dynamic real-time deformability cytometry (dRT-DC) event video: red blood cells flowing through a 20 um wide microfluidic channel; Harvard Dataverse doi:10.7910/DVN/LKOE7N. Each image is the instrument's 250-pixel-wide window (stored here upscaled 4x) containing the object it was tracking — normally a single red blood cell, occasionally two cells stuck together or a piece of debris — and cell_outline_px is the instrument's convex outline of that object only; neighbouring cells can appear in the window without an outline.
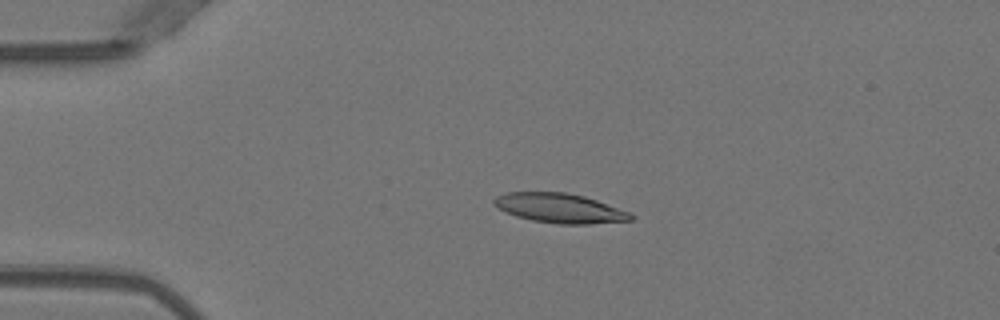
{"species": "Egyptian fruit bat (a non-hibernating species)", "species_latin": "Rousettus aegyptiacus", "temperature_condition": "warm", "stored_images_in_passage": 45, "camera_frame_rate_fps": 3000, "um_per_image_px": 0.085, "animal": {"sex": "female"}, "frame": {"image": 1, "passage_image": 6, "time_ms": 1.667, "image_size_px": [1000, 320], "cell_outline_px": [[636, 216], [632, 220], [588, 224], [560, 224], [532, 220], [516, 216], [504, 212], [492, 204], [492, 200], [496, 196], [504, 192], [568, 192], [584, 196], [632, 212]], "centroid_in_image_um": [47.57, 17.69], "position_along_channel_um": 37.4, "area_um2": 23.81}}
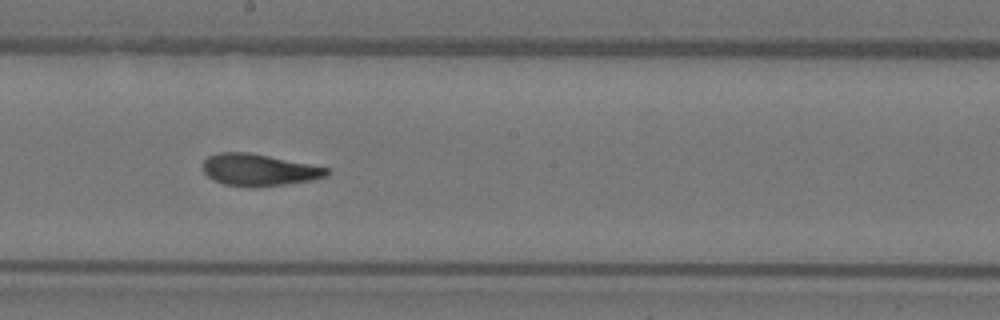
{"frame": {"image": 2, "passage_image": 23, "time_ms": 7.333, "image_size_px": [1000, 320], "cell_outline_px": [[332, 172], [328, 176], [312, 180], [284, 184], [252, 188], [248, 188], [224, 184], [212, 180], [204, 172], [204, 160], [208, 156], [220, 152], [248, 152], [328, 168]], "centroid_in_image_um": [22.0, 14.46], "position_along_channel_um": 226.2, "area_um2": 23.0}}
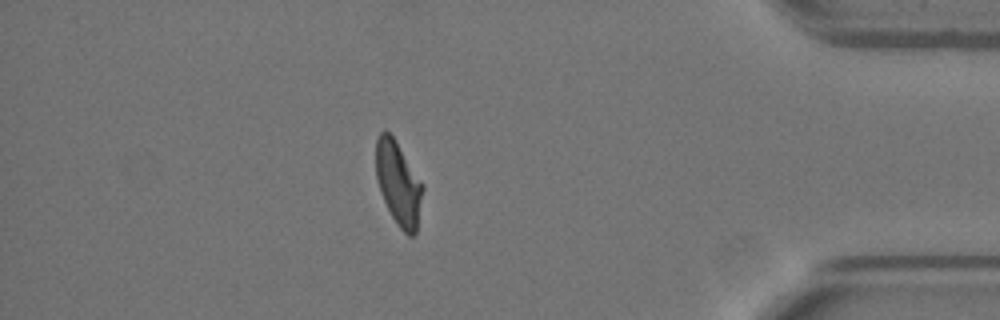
{"frame": {"image": 3, "passage_image": 39, "time_ms": 12.667, "image_size_px": [1000, 320], "cell_outline_px": [[424, 188], [416, 232], [412, 236], [408, 236], [396, 224], [380, 192], [376, 180], [376, 140], [380, 132], [384, 128], [392, 136], [424, 184]], "centroid_in_image_um": [33.86, 15.59], "position_along_channel_um": 401.3, "area_um2": 22.77}}